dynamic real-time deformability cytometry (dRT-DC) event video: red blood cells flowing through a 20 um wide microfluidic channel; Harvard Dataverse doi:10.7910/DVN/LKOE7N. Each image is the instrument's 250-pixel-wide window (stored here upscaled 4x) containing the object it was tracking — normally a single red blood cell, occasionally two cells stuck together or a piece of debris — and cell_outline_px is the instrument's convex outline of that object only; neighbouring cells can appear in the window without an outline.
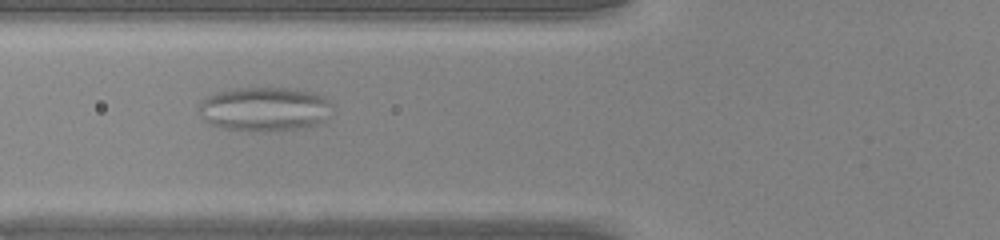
{"species": "common noctule bat (a hibernating species)", "species_latin": "Nyctalus noctula", "temperature_condition": "warm", "stored_images_in_passage": 49, "camera_frame_rate_fps": 3000, "um_per_image_px": 0.085, "animal": {"sex": "male", "body_mass_g": 20.0, "forearm_length_mm": 53.3}, "frame": {"image": 1, "passage_image": 20, "time_ms": 6.333, "image_size_px": [1000, 240], "cell_outline_px": [[332, 104], [324, 120], [316, 124], [296, 128], [264, 132], [252, 132], [224, 128], [212, 124], [204, 120], [200, 112], [200, 104], [208, 96], [220, 92], [236, 88], [292, 88], [312, 92], [324, 96]], "centroid_in_image_um": [22.49, 9.27], "position_along_channel_um": 103.3, "area_um2": 33.99}}
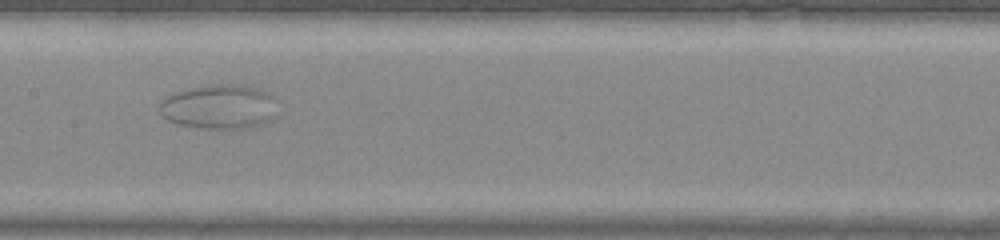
{"frame": {"image": 2, "passage_image": 26, "time_ms": 8.333, "image_size_px": [1000, 240], "cell_outline_px": [[276, 116], [272, 120], [264, 124], [248, 128], [200, 128], [176, 124], [168, 120], [160, 112], [160, 104], [168, 96], [176, 92], [208, 84], [240, 84], [260, 88], [268, 92], [276, 100]], "centroid_in_image_um": [18.71, 9.07], "position_along_channel_um": 188.7, "area_um2": 30.87}}
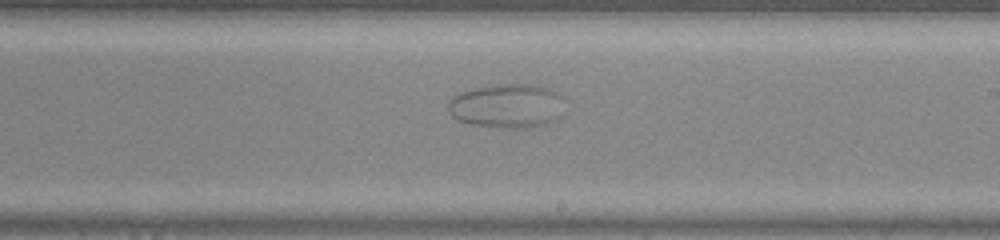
{"frame": {"image": 3, "passage_image": 30, "time_ms": 9.667, "image_size_px": [1000, 240], "cell_outline_px": [[560, 116], [556, 120], [544, 124], [524, 128], [504, 128], [472, 124], [456, 120], [448, 112], [448, 100], [452, 96], [460, 92], [476, 88], [500, 84], [536, 84], [548, 88], [556, 92]], "centroid_in_image_um": [42.99, 9.0], "position_along_channel_um": 246.0, "area_um2": 29.54}}